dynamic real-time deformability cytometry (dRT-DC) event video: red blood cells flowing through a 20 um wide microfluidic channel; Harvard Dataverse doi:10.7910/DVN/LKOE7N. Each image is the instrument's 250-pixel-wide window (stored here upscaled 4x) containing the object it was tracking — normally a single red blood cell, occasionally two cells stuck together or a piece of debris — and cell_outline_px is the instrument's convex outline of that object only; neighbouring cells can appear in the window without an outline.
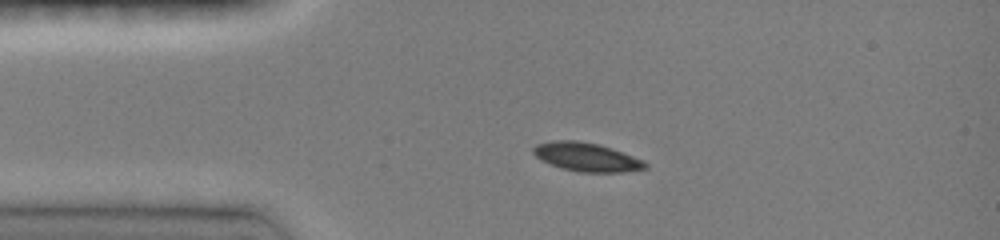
{"species": "common noctule bat (a hibernating species)", "species_latin": "Nyctalus noctula", "temperature_condition": "room temperature", "stored_images_in_passage": 36, "camera_frame_rate_fps": 3000, "um_per_image_px": 0.085, "animal": {"sex": "female", "body_mass_g": 19.0, "forearm_length_mm": 51.5}, "frame": {"image": 1, "passage_image": 1, "time_ms": 0.0, "image_size_px": [1000, 240], "cell_outline_px": [[648, 168], [624, 172], [580, 172], [560, 168], [540, 160], [532, 152], [532, 148], [536, 144], [552, 140], [576, 140], [600, 144], [612, 148], [644, 160], [648, 164]], "centroid_in_image_um": [49.85, 13.34], "position_along_channel_um": 35.1, "area_um2": 18.96}}
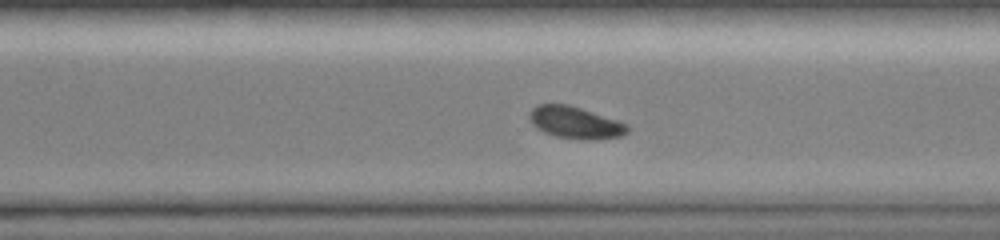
{"frame": {"image": 2, "passage_image": 24, "time_ms": 7.667, "image_size_px": [1000, 240], "cell_outline_px": [[628, 132], [624, 136], [588, 140], [556, 136], [544, 132], [536, 128], [532, 124], [528, 116], [528, 112], [536, 104], [568, 104], [620, 120], [628, 124]], "centroid_in_image_um": [48.9, 10.41], "position_along_channel_um": 321.7, "area_um2": 18.5}}
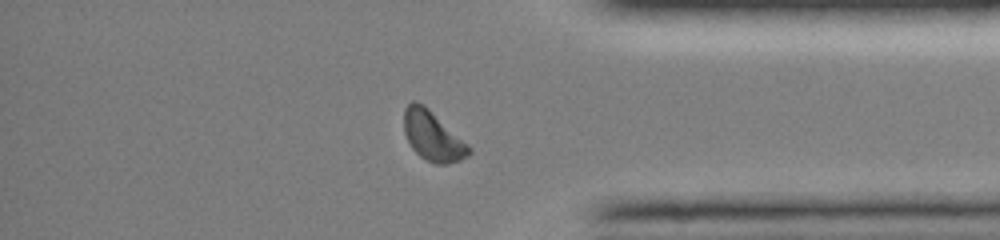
{"frame": {"image": 3, "passage_image": 30, "time_ms": 9.667, "image_size_px": [1000, 240], "cell_outline_px": [[472, 152], [468, 156], [460, 160], [448, 164], [436, 164], [420, 156], [412, 148], [404, 132], [404, 108], [412, 100], [416, 100], [424, 104], [468, 144], [472, 148]], "centroid_in_image_um": [36.78, 11.55], "position_along_channel_um": 398.4, "area_um2": 18.79}, "authors_computed_cell_mechanics": {"area_um2": 19.1029, "velocity_mm_per_s": 4.0839, "shape_relaxation_time_tau1_ms": 2.2441, "shape_relaxation_time_tau2_ms": null, "deformation_change_tau1": 0.1031, "deformation_change_tau2": null}}